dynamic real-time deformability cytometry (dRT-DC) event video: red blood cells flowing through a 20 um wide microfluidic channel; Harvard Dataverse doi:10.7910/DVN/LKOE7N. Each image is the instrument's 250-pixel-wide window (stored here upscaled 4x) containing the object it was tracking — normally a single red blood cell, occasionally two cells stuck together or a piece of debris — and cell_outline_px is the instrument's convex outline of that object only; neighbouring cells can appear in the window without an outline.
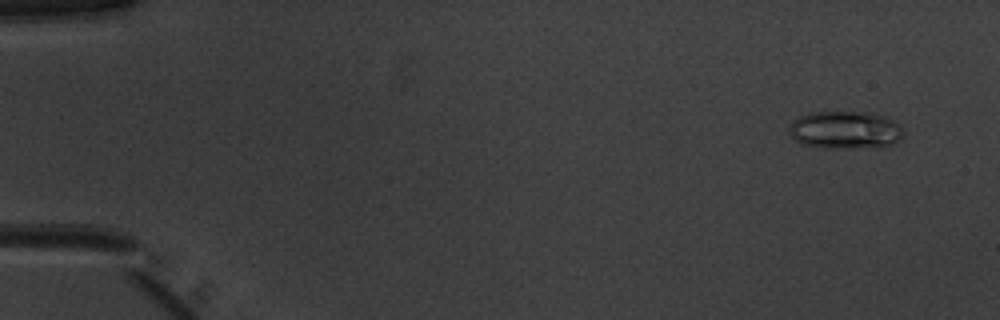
{"species": "common noctule bat (a hibernating species)", "species_latin": "Nyctalus noctula", "temperature_condition": "warm", "stored_images_in_passage": 52, "camera_frame_rate_fps": 3000, "um_per_image_px": 0.085, "animal": {"sex": "male", "body_mass_g": 20.1, "forearm_length_mm": 53.5}, "frame": {"image": 1, "passage_image": 4, "time_ms": 1.0, "image_size_px": [1000, 320], "cell_outline_px": [[904, 136], [900, 140], [892, 144], [832, 148], [824, 148], [800, 144], [788, 132], [788, 128], [792, 120], [808, 112], [860, 112], [884, 116], [900, 124], [904, 132]], "centroid_in_image_um": [71.79, 11.03], "position_along_channel_um": 13.2, "area_um2": 24.91}}
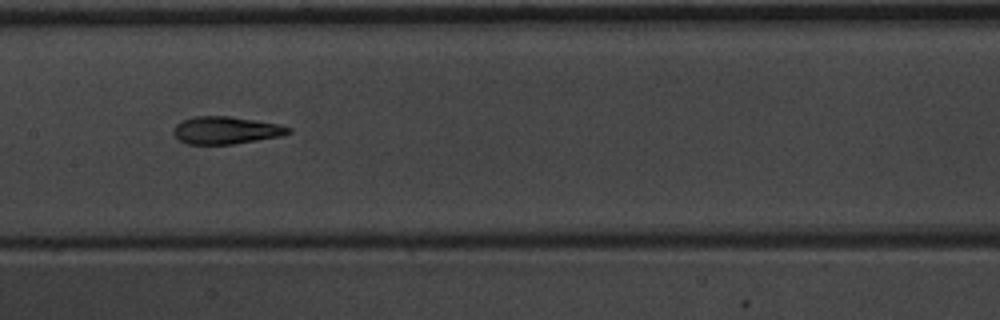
{"frame": {"image": 2, "passage_image": 27, "time_ms": 8.667, "image_size_px": [1000, 320], "cell_outline_px": [[292, 132], [284, 136], [232, 144], [188, 144], [180, 140], [172, 132], [172, 128], [180, 120], [192, 116], [228, 116], [280, 124], [292, 128]], "centroid_in_image_um": [19.21, 11.07], "position_along_channel_um": 188.2, "area_um2": 18.61}}
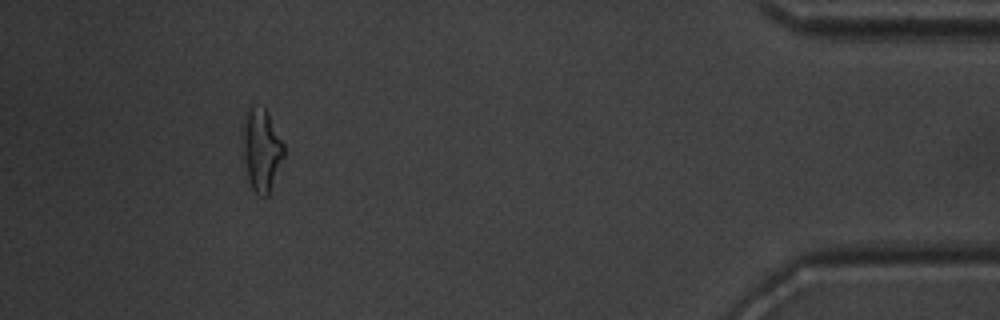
{"frame": {"image": 3, "passage_image": 48, "time_ms": 15.667, "image_size_px": [1000, 320], "cell_outline_px": [[284, 156], [268, 196], [256, 196], [252, 188], [248, 176], [244, 156], [244, 124], [248, 112], [252, 104], [264, 108], [268, 112], [284, 144]], "centroid_in_image_um": [22.26, 12.76], "position_along_channel_um": 412.9, "area_um2": 19.25}, "authors_computed_cell_mechanics": {"area_um2": 19.1029, "velocity_mm_per_s": 4.0031, "shape_relaxation_time_tau1_ms": 6.0749, "shape_relaxation_time_tau2_ms": 2.2826, "deformation_change_tau1": 0.2002, "deformation_change_tau2": 0.1151}}